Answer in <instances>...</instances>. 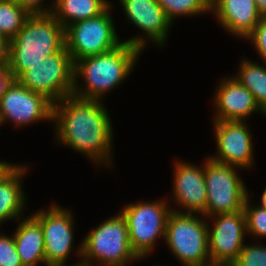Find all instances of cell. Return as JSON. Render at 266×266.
Wrapping results in <instances>:
<instances>
[{
    "mask_svg": "<svg viewBox=\"0 0 266 266\" xmlns=\"http://www.w3.org/2000/svg\"><path fill=\"white\" fill-rule=\"evenodd\" d=\"M202 266H225V265L216 264V263H209L207 265H202Z\"/></svg>",
    "mask_w": 266,
    "mask_h": 266,
    "instance_id": "34",
    "label": "cell"
},
{
    "mask_svg": "<svg viewBox=\"0 0 266 266\" xmlns=\"http://www.w3.org/2000/svg\"><path fill=\"white\" fill-rule=\"evenodd\" d=\"M246 40H251L255 51L266 62V17L261 18L253 33Z\"/></svg>",
    "mask_w": 266,
    "mask_h": 266,
    "instance_id": "27",
    "label": "cell"
},
{
    "mask_svg": "<svg viewBox=\"0 0 266 266\" xmlns=\"http://www.w3.org/2000/svg\"><path fill=\"white\" fill-rule=\"evenodd\" d=\"M263 63L266 65L265 61ZM239 67L235 78L252 93L256 104L266 114V66L243 59Z\"/></svg>",
    "mask_w": 266,
    "mask_h": 266,
    "instance_id": "21",
    "label": "cell"
},
{
    "mask_svg": "<svg viewBox=\"0 0 266 266\" xmlns=\"http://www.w3.org/2000/svg\"><path fill=\"white\" fill-rule=\"evenodd\" d=\"M26 171H28L26 166L17 164L0 181V227L3 222L11 219L19 221L23 217L26 198L21 182Z\"/></svg>",
    "mask_w": 266,
    "mask_h": 266,
    "instance_id": "19",
    "label": "cell"
},
{
    "mask_svg": "<svg viewBox=\"0 0 266 266\" xmlns=\"http://www.w3.org/2000/svg\"><path fill=\"white\" fill-rule=\"evenodd\" d=\"M65 46V28L51 14H31L9 43L7 70L16 80L32 65Z\"/></svg>",
    "mask_w": 266,
    "mask_h": 266,
    "instance_id": "3",
    "label": "cell"
},
{
    "mask_svg": "<svg viewBox=\"0 0 266 266\" xmlns=\"http://www.w3.org/2000/svg\"><path fill=\"white\" fill-rule=\"evenodd\" d=\"M13 80V75L7 70L6 63L0 62V100Z\"/></svg>",
    "mask_w": 266,
    "mask_h": 266,
    "instance_id": "29",
    "label": "cell"
},
{
    "mask_svg": "<svg viewBox=\"0 0 266 266\" xmlns=\"http://www.w3.org/2000/svg\"><path fill=\"white\" fill-rule=\"evenodd\" d=\"M13 238L16 250L23 266H46L44 255V237L41 224L31 215L21 218Z\"/></svg>",
    "mask_w": 266,
    "mask_h": 266,
    "instance_id": "18",
    "label": "cell"
},
{
    "mask_svg": "<svg viewBox=\"0 0 266 266\" xmlns=\"http://www.w3.org/2000/svg\"><path fill=\"white\" fill-rule=\"evenodd\" d=\"M112 3L108 0H54L51 14L66 28L104 12Z\"/></svg>",
    "mask_w": 266,
    "mask_h": 266,
    "instance_id": "20",
    "label": "cell"
},
{
    "mask_svg": "<svg viewBox=\"0 0 266 266\" xmlns=\"http://www.w3.org/2000/svg\"><path fill=\"white\" fill-rule=\"evenodd\" d=\"M173 23L177 16H195L211 12V0H157Z\"/></svg>",
    "mask_w": 266,
    "mask_h": 266,
    "instance_id": "23",
    "label": "cell"
},
{
    "mask_svg": "<svg viewBox=\"0 0 266 266\" xmlns=\"http://www.w3.org/2000/svg\"><path fill=\"white\" fill-rule=\"evenodd\" d=\"M214 94L216 114L214 121H245L255 111L266 114L259 108L252 93L235 76L220 81Z\"/></svg>",
    "mask_w": 266,
    "mask_h": 266,
    "instance_id": "15",
    "label": "cell"
},
{
    "mask_svg": "<svg viewBox=\"0 0 266 266\" xmlns=\"http://www.w3.org/2000/svg\"><path fill=\"white\" fill-rule=\"evenodd\" d=\"M21 7L25 8L30 14L51 13V7L45 6L44 0H15Z\"/></svg>",
    "mask_w": 266,
    "mask_h": 266,
    "instance_id": "28",
    "label": "cell"
},
{
    "mask_svg": "<svg viewBox=\"0 0 266 266\" xmlns=\"http://www.w3.org/2000/svg\"><path fill=\"white\" fill-rule=\"evenodd\" d=\"M53 103L45 96L32 92L17 80L7 87L0 100V126L8 119L15 126L31 125L39 121H51Z\"/></svg>",
    "mask_w": 266,
    "mask_h": 266,
    "instance_id": "11",
    "label": "cell"
},
{
    "mask_svg": "<svg viewBox=\"0 0 266 266\" xmlns=\"http://www.w3.org/2000/svg\"><path fill=\"white\" fill-rule=\"evenodd\" d=\"M68 266H85V265H82L81 261H78L77 263L72 264V265H68Z\"/></svg>",
    "mask_w": 266,
    "mask_h": 266,
    "instance_id": "35",
    "label": "cell"
},
{
    "mask_svg": "<svg viewBox=\"0 0 266 266\" xmlns=\"http://www.w3.org/2000/svg\"><path fill=\"white\" fill-rule=\"evenodd\" d=\"M17 164L0 161V181L16 166Z\"/></svg>",
    "mask_w": 266,
    "mask_h": 266,
    "instance_id": "31",
    "label": "cell"
},
{
    "mask_svg": "<svg viewBox=\"0 0 266 266\" xmlns=\"http://www.w3.org/2000/svg\"><path fill=\"white\" fill-rule=\"evenodd\" d=\"M257 9L262 17H266V0H255Z\"/></svg>",
    "mask_w": 266,
    "mask_h": 266,
    "instance_id": "32",
    "label": "cell"
},
{
    "mask_svg": "<svg viewBox=\"0 0 266 266\" xmlns=\"http://www.w3.org/2000/svg\"><path fill=\"white\" fill-rule=\"evenodd\" d=\"M199 214L172 211L167 220L165 242L182 266L211 263L208 223Z\"/></svg>",
    "mask_w": 266,
    "mask_h": 266,
    "instance_id": "5",
    "label": "cell"
},
{
    "mask_svg": "<svg viewBox=\"0 0 266 266\" xmlns=\"http://www.w3.org/2000/svg\"><path fill=\"white\" fill-rule=\"evenodd\" d=\"M130 23L136 25L145 37L157 46L167 42L173 24L157 0H119Z\"/></svg>",
    "mask_w": 266,
    "mask_h": 266,
    "instance_id": "16",
    "label": "cell"
},
{
    "mask_svg": "<svg viewBox=\"0 0 266 266\" xmlns=\"http://www.w3.org/2000/svg\"><path fill=\"white\" fill-rule=\"evenodd\" d=\"M0 266H23L13 237L0 233Z\"/></svg>",
    "mask_w": 266,
    "mask_h": 266,
    "instance_id": "26",
    "label": "cell"
},
{
    "mask_svg": "<svg viewBox=\"0 0 266 266\" xmlns=\"http://www.w3.org/2000/svg\"><path fill=\"white\" fill-rule=\"evenodd\" d=\"M112 5L98 16L78 21L65 28V46L73 63L92 55H98L119 46V40L114 21L112 20Z\"/></svg>",
    "mask_w": 266,
    "mask_h": 266,
    "instance_id": "9",
    "label": "cell"
},
{
    "mask_svg": "<svg viewBox=\"0 0 266 266\" xmlns=\"http://www.w3.org/2000/svg\"><path fill=\"white\" fill-rule=\"evenodd\" d=\"M16 80L32 92L45 96L53 104L73 95L74 63L66 46L32 65Z\"/></svg>",
    "mask_w": 266,
    "mask_h": 266,
    "instance_id": "6",
    "label": "cell"
},
{
    "mask_svg": "<svg viewBox=\"0 0 266 266\" xmlns=\"http://www.w3.org/2000/svg\"><path fill=\"white\" fill-rule=\"evenodd\" d=\"M260 202H261V204L259 205V207H261L262 209L266 210V188L262 192V196H261Z\"/></svg>",
    "mask_w": 266,
    "mask_h": 266,
    "instance_id": "33",
    "label": "cell"
},
{
    "mask_svg": "<svg viewBox=\"0 0 266 266\" xmlns=\"http://www.w3.org/2000/svg\"><path fill=\"white\" fill-rule=\"evenodd\" d=\"M211 13L227 32L244 39L262 18L255 0H211Z\"/></svg>",
    "mask_w": 266,
    "mask_h": 266,
    "instance_id": "17",
    "label": "cell"
},
{
    "mask_svg": "<svg viewBox=\"0 0 266 266\" xmlns=\"http://www.w3.org/2000/svg\"><path fill=\"white\" fill-rule=\"evenodd\" d=\"M174 169L173 200L182 209H173L178 213L202 214L207 203V189L204 179V164L193 165L188 162L177 161Z\"/></svg>",
    "mask_w": 266,
    "mask_h": 266,
    "instance_id": "14",
    "label": "cell"
},
{
    "mask_svg": "<svg viewBox=\"0 0 266 266\" xmlns=\"http://www.w3.org/2000/svg\"><path fill=\"white\" fill-rule=\"evenodd\" d=\"M32 216L41 224L46 266H67L74 240V218L71 210L52 204Z\"/></svg>",
    "mask_w": 266,
    "mask_h": 266,
    "instance_id": "10",
    "label": "cell"
},
{
    "mask_svg": "<svg viewBox=\"0 0 266 266\" xmlns=\"http://www.w3.org/2000/svg\"><path fill=\"white\" fill-rule=\"evenodd\" d=\"M147 39L135 36L123 41L108 52L84 57L74 63L73 95L83 99L100 100L102 96L122 84L136 64ZM83 78L84 87L77 78Z\"/></svg>",
    "mask_w": 266,
    "mask_h": 266,
    "instance_id": "2",
    "label": "cell"
},
{
    "mask_svg": "<svg viewBox=\"0 0 266 266\" xmlns=\"http://www.w3.org/2000/svg\"><path fill=\"white\" fill-rule=\"evenodd\" d=\"M231 266H266V246L245 245Z\"/></svg>",
    "mask_w": 266,
    "mask_h": 266,
    "instance_id": "25",
    "label": "cell"
},
{
    "mask_svg": "<svg viewBox=\"0 0 266 266\" xmlns=\"http://www.w3.org/2000/svg\"><path fill=\"white\" fill-rule=\"evenodd\" d=\"M109 116L100 100L66 96L53 104L58 143L89 157L96 166H110L114 132Z\"/></svg>",
    "mask_w": 266,
    "mask_h": 266,
    "instance_id": "1",
    "label": "cell"
},
{
    "mask_svg": "<svg viewBox=\"0 0 266 266\" xmlns=\"http://www.w3.org/2000/svg\"><path fill=\"white\" fill-rule=\"evenodd\" d=\"M77 257L85 266H126L132 260H141L129 242L128 225L121 213L104 220L92 229L77 248ZM97 261V265L93 261Z\"/></svg>",
    "mask_w": 266,
    "mask_h": 266,
    "instance_id": "4",
    "label": "cell"
},
{
    "mask_svg": "<svg viewBox=\"0 0 266 266\" xmlns=\"http://www.w3.org/2000/svg\"><path fill=\"white\" fill-rule=\"evenodd\" d=\"M30 15L15 0H0V34L12 40Z\"/></svg>",
    "mask_w": 266,
    "mask_h": 266,
    "instance_id": "22",
    "label": "cell"
},
{
    "mask_svg": "<svg viewBox=\"0 0 266 266\" xmlns=\"http://www.w3.org/2000/svg\"><path fill=\"white\" fill-rule=\"evenodd\" d=\"M213 122L217 152L209 158L239 169L251 168L254 165V146L246 120Z\"/></svg>",
    "mask_w": 266,
    "mask_h": 266,
    "instance_id": "13",
    "label": "cell"
},
{
    "mask_svg": "<svg viewBox=\"0 0 266 266\" xmlns=\"http://www.w3.org/2000/svg\"><path fill=\"white\" fill-rule=\"evenodd\" d=\"M204 161L207 203L202 216L210 217L243 211L249 193L242 178L237 175L238 167L219 163L210 158Z\"/></svg>",
    "mask_w": 266,
    "mask_h": 266,
    "instance_id": "7",
    "label": "cell"
},
{
    "mask_svg": "<svg viewBox=\"0 0 266 266\" xmlns=\"http://www.w3.org/2000/svg\"><path fill=\"white\" fill-rule=\"evenodd\" d=\"M248 196L244 204V213L246 217V232L248 235L257 237H266V210L258 205H250L251 199Z\"/></svg>",
    "mask_w": 266,
    "mask_h": 266,
    "instance_id": "24",
    "label": "cell"
},
{
    "mask_svg": "<svg viewBox=\"0 0 266 266\" xmlns=\"http://www.w3.org/2000/svg\"><path fill=\"white\" fill-rule=\"evenodd\" d=\"M211 217V218H210ZM208 224L209 257L211 263L231 266L244 246L246 217L244 211L210 216Z\"/></svg>",
    "mask_w": 266,
    "mask_h": 266,
    "instance_id": "12",
    "label": "cell"
},
{
    "mask_svg": "<svg viewBox=\"0 0 266 266\" xmlns=\"http://www.w3.org/2000/svg\"><path fill=\"white\" fill-rule=\"evenodd\" d=\"M167 199L129 203L120 211L128 225L129 242L138 257H146L159 237L165 239L166 224L172 212Z\"/></svg>",
    "mask_w": 266,
    "mask_h": 266,
    "instance_id": "8",
    "label": "cell"
},
{
    "mask_svg": "<svg viewBox=\"0 0 266 266\" xmlns=\"http://www.w3.org/2000/svg\"><path fill=\"white\" fill-rule=\"evenodd\" d=\"M9 43L10 40L3 34H0V62L7 63L9 57Z\"/></svg>",
    "mask_w": 266,
    "mask_h": 266,
    "instance_id": "30",
    "label": "cell"
}]
</instances>
